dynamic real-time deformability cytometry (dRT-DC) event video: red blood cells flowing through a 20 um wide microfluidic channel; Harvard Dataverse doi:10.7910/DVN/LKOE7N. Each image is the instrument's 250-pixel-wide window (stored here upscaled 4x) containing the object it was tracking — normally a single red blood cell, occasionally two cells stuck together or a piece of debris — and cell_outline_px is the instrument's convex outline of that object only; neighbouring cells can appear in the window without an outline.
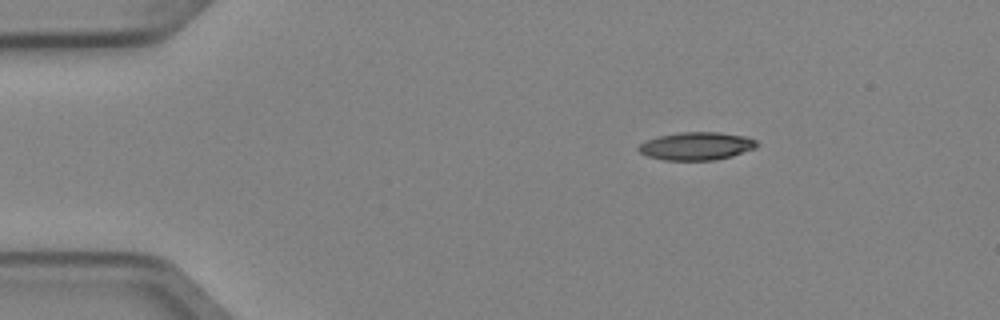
{"species": "Egyptian fruit bat (a non-hibernating species)", "species_latin": "Rousettus aegyptiacus", "temperature_condition": "cold", "stored_images_in_passage": 7, "camera_frame_rate_fps": 3000, "um_per_image_px": 0.085, "animal": {"sex": "female"}, "frame": {"image": 1, "passage_image": 1, "time_ms": 0.0, "image_size_px": [1000, 320], "cell_outline_px": [[760, 144], [756, 148], [732, 156], [716, 160], [664, 160], [648, 156], [640, 152], [636, 148], [644, 140], [656, 136], [680, 132], [720, 132], [748, 136], [756, 140]], "centroid_in_image_um": [59.22, 12.4], "position_along_channel_um": 25.8, "area_um2": 19.59}}